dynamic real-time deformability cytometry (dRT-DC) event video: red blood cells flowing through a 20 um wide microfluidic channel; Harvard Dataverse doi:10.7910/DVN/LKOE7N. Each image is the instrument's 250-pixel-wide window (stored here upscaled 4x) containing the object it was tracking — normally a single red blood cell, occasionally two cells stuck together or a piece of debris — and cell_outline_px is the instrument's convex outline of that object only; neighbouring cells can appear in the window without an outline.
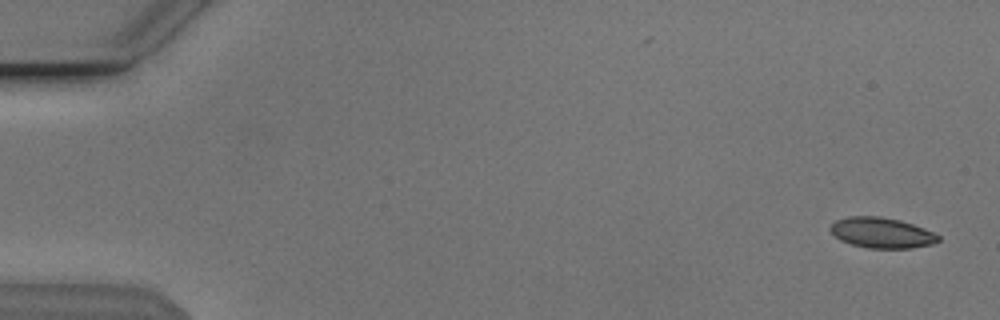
{"species": "Egyptian fruit bat (a non-hibernating species)", "species_latin": "Rousettus aegyptiacus", "temperature_condition": "cold", "stored_images_in_passage": 52, "camera_frame_rate_fps": 3000, "um_per_image_px": 0.085, "animal": {"sex": "male"}, "frame": {"image": 1, "passage_image": 1, "time_ms": 0.0, "image_size_px": [1000, 320], "cell_outline_px": [[940, 240], [932, 244], [912, 248], [868, 248], [852, 244], [840, 240], [828, 228], [836, 220], [848, 216], [880, 216], [900, 220], [924, 228], [940, 236]], "centroid_in_image_um": [74.94, 19.78], "position_along_channel_um": 10.1, "area_um2": 19.13}}
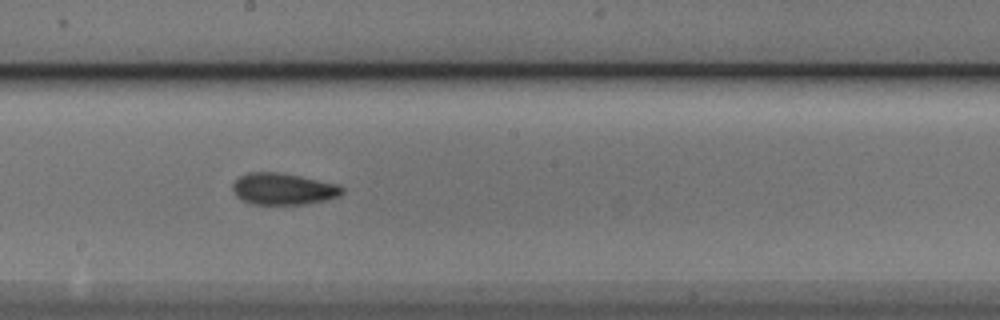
{"frame": {"image": 2, "passage_image": 29, "time_ms": 9.333, "image_size_px": [1000, 320], "cell_outline_px": [[344, 192], [340, 196], [328, 200], [304, 204], [252, 204], [240, 200], [236, 196], [232, 188], [232, 184], [240, 176], [248, 172], [276, 172], [300, 176], [340, 184], [344, 188]], "centroid_in_image_um": [24.1, 16.06], "position_along_channel_um": 224.1, "area_um2": 20.4}}
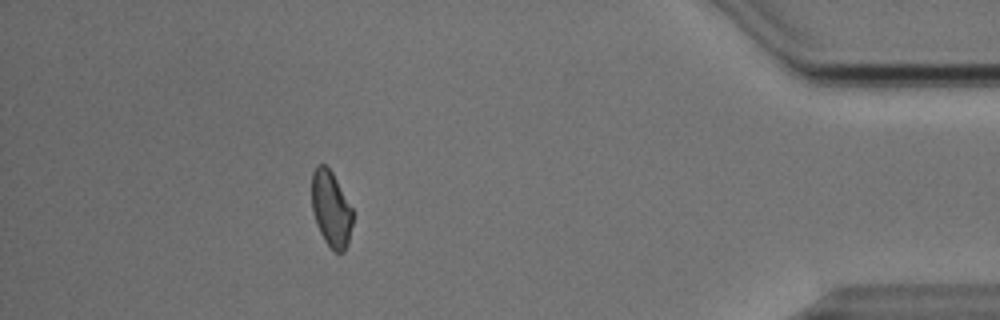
{"frame": {"image": 3, "passage_image": 47, "time_ms": 15.333, "image_size_px": [1000, 320], "cell_outline_px": [[352, 224], [348, 244], [344, 252], [336, 252], [324, 240], [316, 224], [312, 212], [312, 172], [316, 164], [324, 164], [332, 172], [352, 208]], "centroid_in_image_um": [28.12, 17.75], "position_along_channel_um": 407.1, "area_um2": 18.03}, "authors_computed_cell_mechanics": {"area_um2": 19.6809, "velocity_mm_per_s": 3.8472, "shape_relaxation_time_tau1_ms": 9.4413, "shape_relaxation_time_tau2_ms": 1.9592, "deformation_change_tau1": 0.1649, "deformation_change_tau2": 0.0725}}